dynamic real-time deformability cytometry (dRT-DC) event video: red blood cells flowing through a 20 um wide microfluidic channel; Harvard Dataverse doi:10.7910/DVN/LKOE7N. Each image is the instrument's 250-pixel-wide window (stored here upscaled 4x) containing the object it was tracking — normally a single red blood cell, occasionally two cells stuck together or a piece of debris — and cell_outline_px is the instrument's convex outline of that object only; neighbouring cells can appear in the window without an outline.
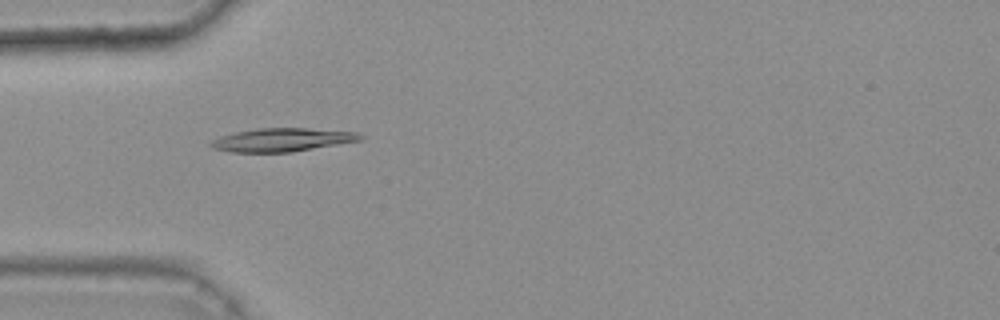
{"species": "common noctule bat (a hibernating species)", "species_latin": "Nyctalus noctula", "temperature_condition": "warm", "stored_images_in_passage": 47, "camera_frame_rate_fps": 3000, "um_per_image_px": 0.085, "animal": {"sex": "female", "body_mass_g": 25.1}, "frame": {"image": 1, "passage_image": 15, "time_ms": 4.667, "image_size_px": [1000, 320], "cell_outline_px": [[364, 136], [360, 140], [292, 152], [232, 152], [212, 148], [208, 144], [212, 140], [220, 136], [236, 132], [260, 128], [308, 128], [356, 132]], "centroid_in_image_um": [23.95, 11.88], "position_along_channel_um": 61.1, "area_um2": 20.17}}
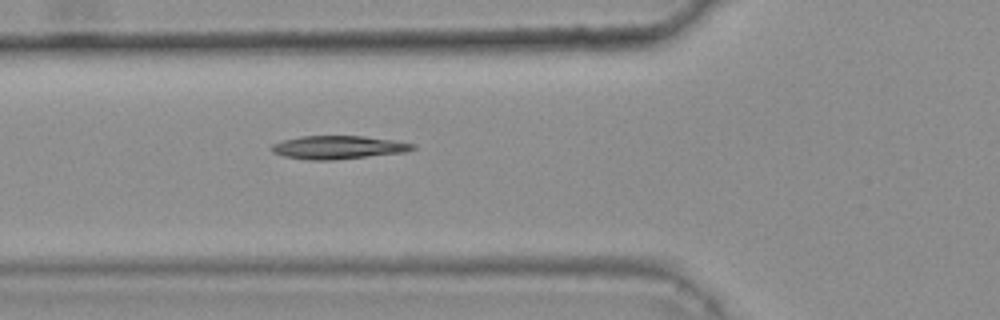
{"frame": {"image": 2, "passage_image": 18, "time_ms": 5.667, "image_size_px": [1000, 320], "cell_outline_px": [[416, 148], [404, 152], [332, 160], [312, 160], [284, 156], [272, 152], [268, 148], [272, 144], [284, 140], [300, 136], [364, 136], [392, 140], [416, 144]], "centroid_in_image_um": [28.71, 12.52], "position_along_channel_um": 97.1, "area_um2": 19.02}}
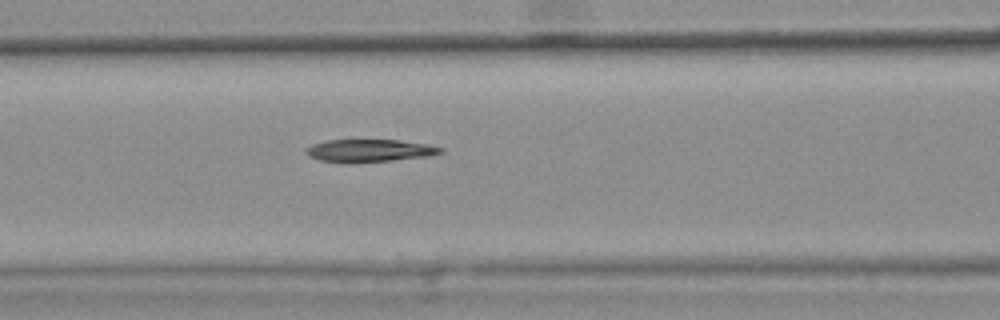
{"frame": {"image": 3, "passage_image": 21, "time_ms": 6.667, "image_size_px": [1000, 320], "cell_outline_px": [[444, 152], [428, 156], [392, 160], [320, 160], [308, 156], [304, 152], [312, 144], [328, 140], [400, 140], [428, 144], [444, 148]], "centroid_in_image_um": [31.48, 12.75], "position_along_channel_um": 135.1, "area_um2": 16.88}, "authors_computed_cell_mechanics": {"area_um2": 18.785, "velocity_mm_per_s": 3.7866, "shape_relaxation_time_tau1_ms": 9.1682, "shape_relaxation_time_tau2_ms": 10.8593, "deformation_change_tau1": 0.2541, "deformation_change_tau2": 0.206}}